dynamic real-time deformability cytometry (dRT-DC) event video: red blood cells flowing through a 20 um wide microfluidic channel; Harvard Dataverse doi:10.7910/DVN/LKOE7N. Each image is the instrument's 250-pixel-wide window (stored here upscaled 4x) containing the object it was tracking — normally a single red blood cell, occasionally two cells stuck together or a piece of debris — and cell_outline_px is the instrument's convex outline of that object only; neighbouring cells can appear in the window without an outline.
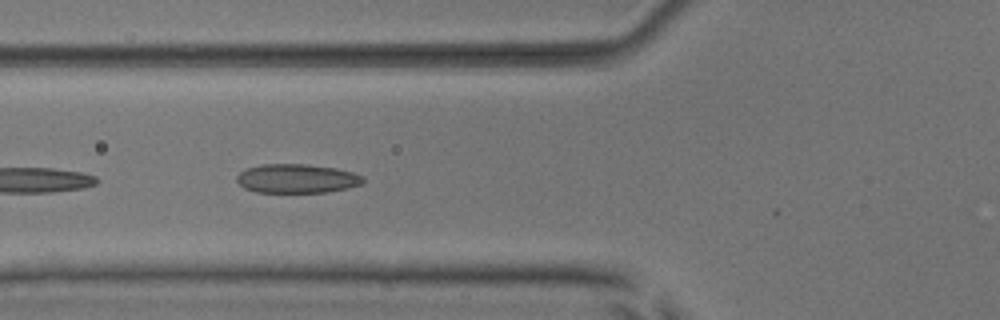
{"species": "common noctule bat (a hibernating species)", "species_latin": "Nyctalus noctula", "temperature_condition": "room temperature", "stored_images_in_passage": 6, "camera_frame_rate_fps": 3000, "um_per_image_px": 0.085, "animal": {"sex": "male", "body_mass_g": 17.9, "forearm_length_mm": 54.2}, "frame": {"image": 1, "passage_image": 5, "time_ms": 4.667, "image_size_px": [1000, 320], "cell_outline_px": [[364, 180], [360, 184], [348, 188], [328, 192], [256, 192], [244, 188], [236, 180], [236, 176], [244, 168], [260, 164], [304, 164], [336, 168], [352, 172], [364, 176]], "centroid_in_image_um": [25.2, 15.17], "position_along_channel_um": 100.6, "area_um2": 21.44}}